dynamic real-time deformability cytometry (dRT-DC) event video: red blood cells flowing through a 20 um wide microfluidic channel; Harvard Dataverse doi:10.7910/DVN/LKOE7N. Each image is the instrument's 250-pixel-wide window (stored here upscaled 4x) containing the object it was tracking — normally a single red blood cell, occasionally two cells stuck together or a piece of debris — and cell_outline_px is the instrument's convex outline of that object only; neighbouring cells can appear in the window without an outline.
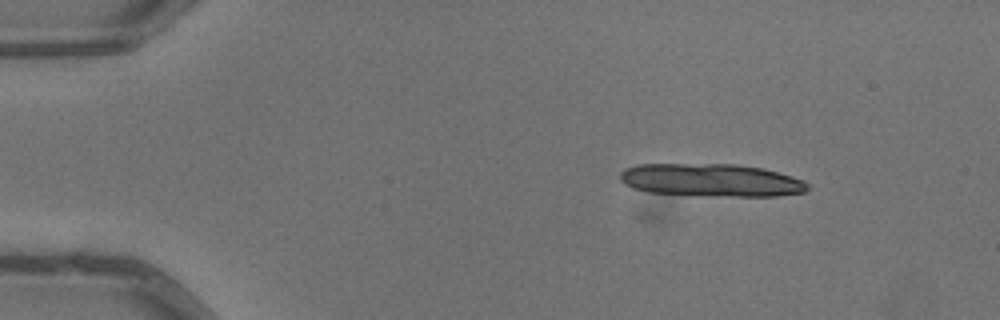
{"species": "common noctule bat (a hibernating species)", "species_latin": "Nyctalus noctula", "temperature_condition": "warm", "stored_images_in_passage": 6, "camera_frame_rate_fps": 3000, "um_per_image_px": 0.085, "animal": {"sex": "male", "body_mass_g": 13.3}, "frame": {"image": 1, "passage_image": 1, "time_ms": 0.0, "image_size_px": [1000, 320], "cell_outline_px": [[808, 188], [804, 192], [776, 196], [716, 196], [648, 192], [632, 188], [624, 184], [620, 180], [620, 172], [624, 168], [636, 164], [740, 164], [764, 168], [792, 176], [804, 180], [808, 184]], "centroid_in_image_um": [60.44, 15.3], "position_along_channel_um": 24.6, "area_um2": 36.18}}
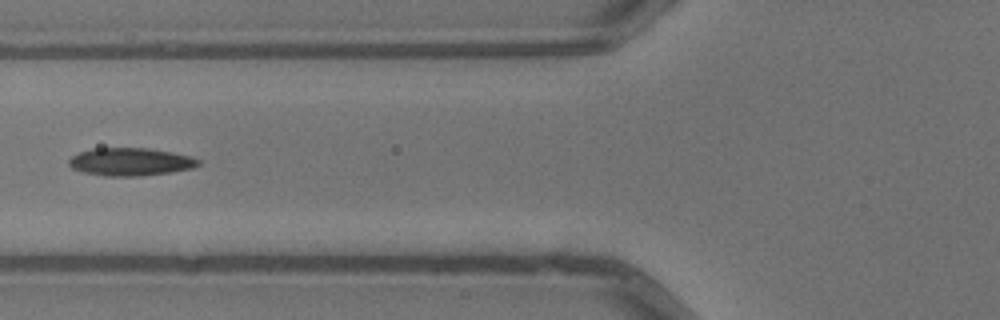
{"frame": {"image": 2, "passage_image": 5, "time_ms": 1.333, "image_size_px": [1000, 320], "cell_outline_px": [[200, 164], [192, 168], [168, 172], [136, 176], [104, 176], [84, 172], [72, 168], [68, 164], [68, 160], [72, 156], [80, 152], [92, 148], [148, 148], [172, 152], [192, 156], [200, 160]], "centroid_in_image_um": [11.08, 13.74], "position_along_channel_um": 114.7, "area_um2": 20.92}}
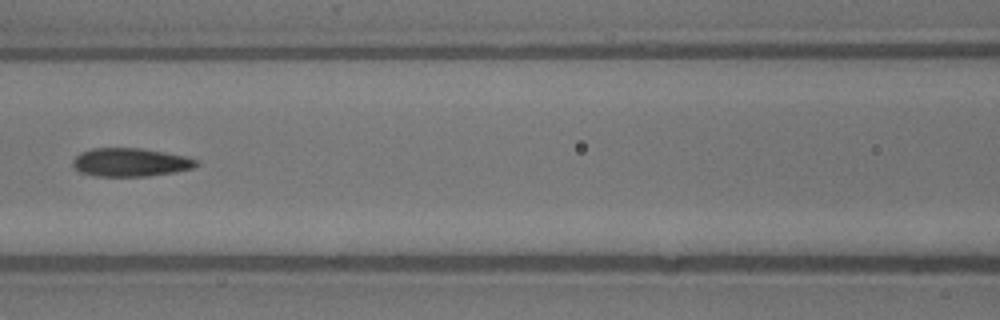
{"frame": {"image": 3, "passage_image": 6, "time_ms": 1.667, "image_size_px": [1000, 320], "cell_outline_px": [[200, 164], [192, 168], [176, 172], [148, 176], [96, 176], [80, 172], [72, 164], [72, 160], [80, 152], [92, 148], [140, 148], [164, 152], [184, 156], [196, 160]], "centroid_in_image_um": [11.07, 13.79], "position_along_channel_um": 155.5, "area_um2": 20.4}}